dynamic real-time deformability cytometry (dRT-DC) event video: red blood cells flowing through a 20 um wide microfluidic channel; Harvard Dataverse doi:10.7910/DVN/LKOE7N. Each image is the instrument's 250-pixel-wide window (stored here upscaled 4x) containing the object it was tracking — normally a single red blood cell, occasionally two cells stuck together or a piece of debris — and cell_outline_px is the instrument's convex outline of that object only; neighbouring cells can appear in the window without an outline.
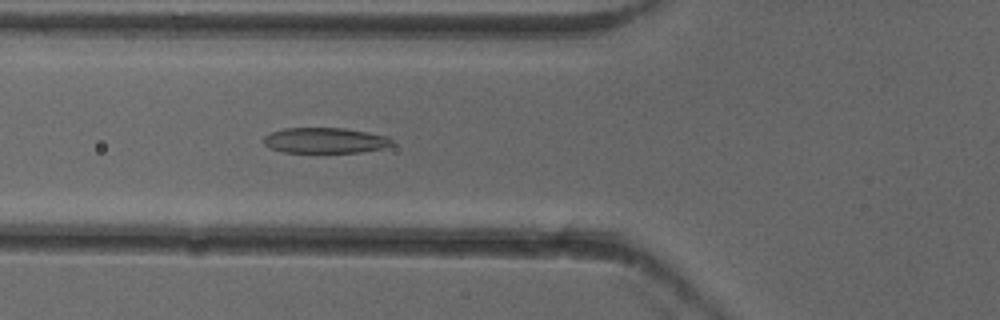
{"species": "common noctule bat (a hibernating species)", "species_latin": "Nyctalus noctula", "temperature_condition": "cold", "stored_images_in_passage": 40, "camera_frame_rate_fps": 3000, "um_per_image_px": 0.085, "animal": {"sex": "female"}, "frame": {"image": 1, "passage_image": 7, "time_ms": 2.0, "image_size_px": [1000, 320], "cell_outline_px": [[392, 144], [380, 148], [360, 152], [284, 152], [268, 148], [260, 140], [264, 136], [272, 132], [284, 128], [344, 128], [368, 132], [388, 136], [392, 140]], "centroid_in_image_um": [27.56, 11.93], "position_along_channel_um": 98.2, "area_um2": 19.07}}
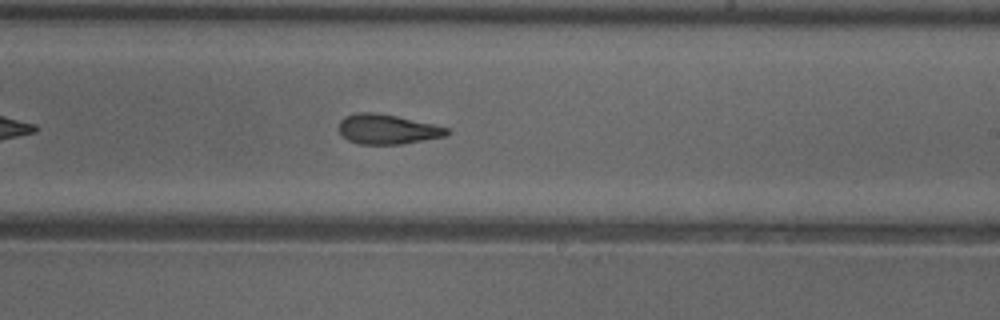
{"frame": {"image": 2, "passage_image": 19, "time_ms": 6.0, "image_size_px": [1000, 320], "cell_outline_px": [[452, 132], [448, 136], [400, 144], [360, 144], [348, 140], [340, 132], [340, 120], [344, 116], [356, 112], [376, 112], [396, 116], [432, 124], [448, 128]], "centroid_in_image_um": [32.94, 10.98], "position_along_channel_um": 256.1, "area_um2": 18.73}}
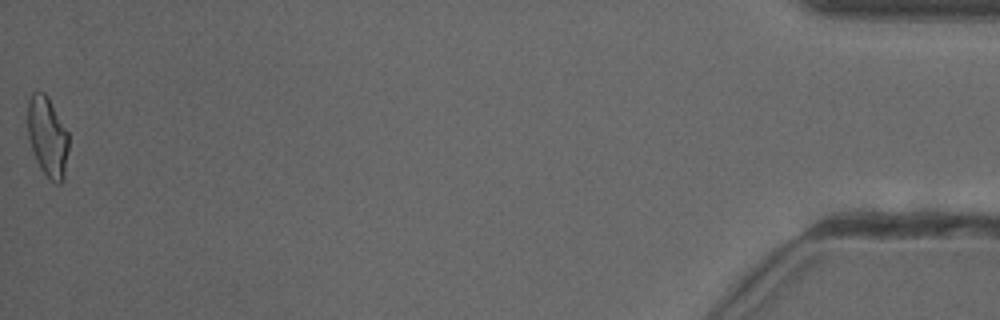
{"frame": {"image": 3, "passage_image": 40, "time_ms": 13.0, "image_size_px": [1000, 320], "cell_outline_px": [[68, 148], [64, 180], [60, 184], [56, 184], [40, 168], [36, 160], [28, 140], [28, 100], [32, 92], [44, 92], [48, 96], [68, 132]], "centroid_in_image_um": [4.04, 11.62], "position_along_channel_um": 431.2, "area_um2": 19.13}, "authors_computed_cell_mechanics": {"area_um2": 18.9295, "velocity_mm_per_s": 3.9319, "shape_relaxation_time_tau1_ms": 5.565, "shape_relaxation_time_tau2_ms": 2.043, "deformation_change_tau1": 0.1631, "deformation_change_tau2": 0.1003}}